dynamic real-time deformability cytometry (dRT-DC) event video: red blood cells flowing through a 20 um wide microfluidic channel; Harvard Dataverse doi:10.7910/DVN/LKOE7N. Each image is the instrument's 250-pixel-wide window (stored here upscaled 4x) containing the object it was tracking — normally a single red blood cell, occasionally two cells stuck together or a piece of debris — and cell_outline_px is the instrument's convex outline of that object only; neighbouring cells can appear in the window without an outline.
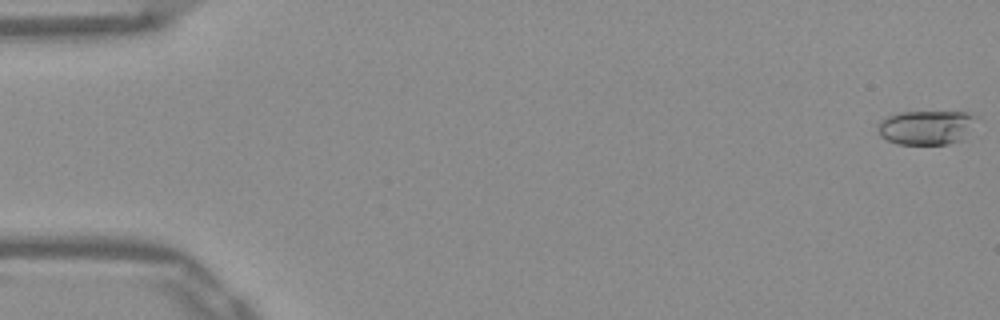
{"species": "Egyptian fruit bat (a non-hibernating species)", "species_latin": "Rousettus aegyptiacus", "temperature_condition": "warm", "stored_images_in_passage": 53, "camera_frame_rate_fps": 3000, "um_per_image_px": 0.085, "frame": {"image": 1, "passage_image": 1, "time_ms": 0.0, "image_size_px": [1000, 320], "cell_outline_px": [[980, 116], [960, 140], [948, 144], [900, 144], [888, 140], [880, 136], [876, 128], [880, 120], [888, 116], [900, 112], [968, 112]], "centroid_in_image_um": [78.72, 10.82], "position_along_channel_um": 6.3, "area_um2": 19.65}}
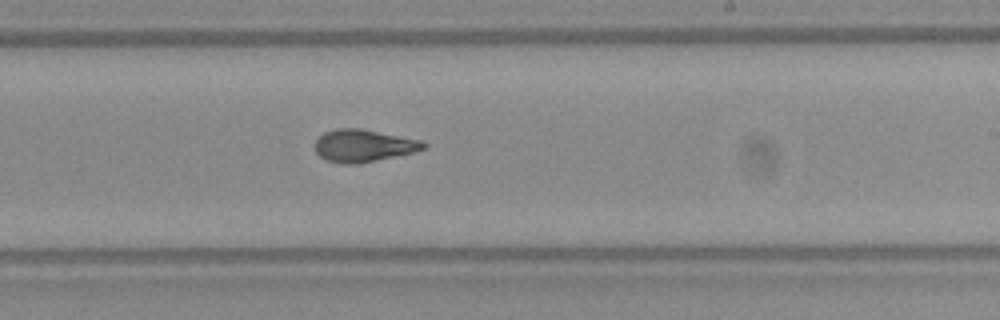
{"frame": {"image": 2, "passage_image": 32, "time_ms": 10.333, "image_size_px": [1000, 320], "cell_outline_px": [[428, 148], [416, 152], [356, 164], [340, 164], [328, 160], [320, 156], [316, 152], [316, 140], [324, 132], [336, 128], [360, 128], [420, 140], [428, 144]], "centroid_in_image_um": [30.93, 12.38], "position_along_channel_um": 258.1, "area_um2": 20.46}}
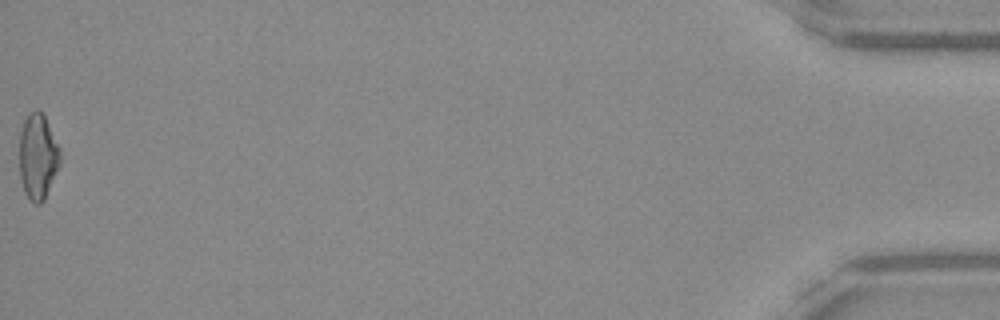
{"frame": {"image": 3, "passage_image": 53, "time_ms": 17.333, "image_size_px": [1000, 320], "cell_outline_px": [[60, 164], [44, 200], [40, 204], [32, 204], [28, 200], [24, 192], [20, 176], [20, 132], [24, 120], [28, 112], [36, 108], [44, 116], [60, 148]], "centroid_in_image_um": [3.21, 13.33], "position_along_channel_um": 432.0, "area_um2": 20.4}, "authors_computed_cell_mechanics": {"area_um2": 20.0566, "velocity_mm_per_s": 3.9092, "shape_relaxation_time_tau1_ms": 7.2792, "shape_relaxation_time_tau2_ms": 2.4863, "deformation_change_tau1": 0.2054, "deformation_change_tau2": 0.0941}}